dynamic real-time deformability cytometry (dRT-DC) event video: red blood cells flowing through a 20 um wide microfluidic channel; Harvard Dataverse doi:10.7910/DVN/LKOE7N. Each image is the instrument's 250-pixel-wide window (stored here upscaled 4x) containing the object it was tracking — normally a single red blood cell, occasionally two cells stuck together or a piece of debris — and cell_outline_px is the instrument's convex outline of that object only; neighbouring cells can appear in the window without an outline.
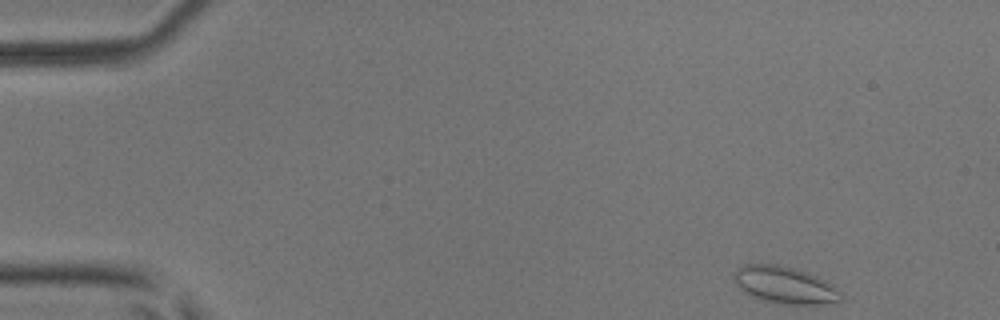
{"species": "common noctule bat (a hibernating species)", "species_latin": "Nyctalus noctula", "temperature_condition": "room temperature", "stored_images_in_passage": 51, "camera_frame_rate_fps": 3000, "um_per_image_px": 0.085, "animal": {"sex": "male", "body_mass_g": 17.9, "forearm_length_mm": 54.2}, "frame": {"image": 1, "passage_image": 1, "time_ms": 0.0, "image_size_px": [1000, 320], "cell_outline_px": [[844, 300], [824, 304], [784, 304], [764, 300], [744, 292], [736, 284], [732, 276], [732, 272], [744, 264], [780, 264], [796, 268], [808, 272], [824, 280], [840, 292], [844, 296]], "centroid_in_image_um": [66.7, 24.21], "position_along_channel_um": 18.3, "area_um2": 23.12}}
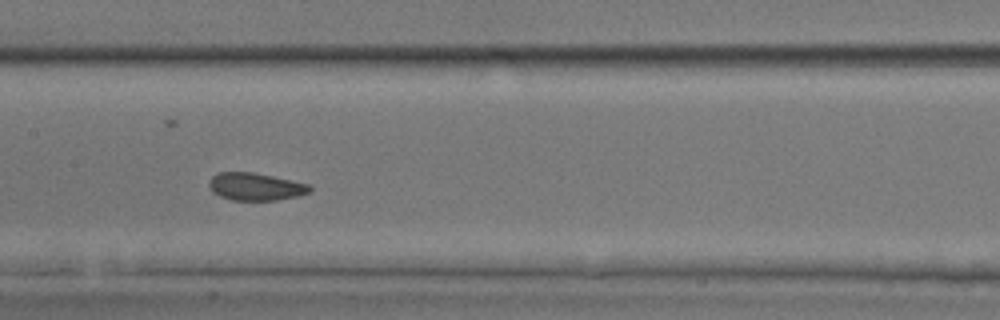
{"frame": {"image": 2, "passage_image": 23, "time_ms": 7.333, "image_size_px": [1000, 320], "cell_outline_px": [[312, 192], [300, 196], [276, 200], [232, 200], [220, 196], [212, 192], [208, 184], [212, 176], [216, 172], [252, 172], [272, 176], [308, 184], [312, 188]], "centroid_in_image_um": [21.72, 15.87], "position_along_channel_um": 185.7, "area_um2": 16.24}}
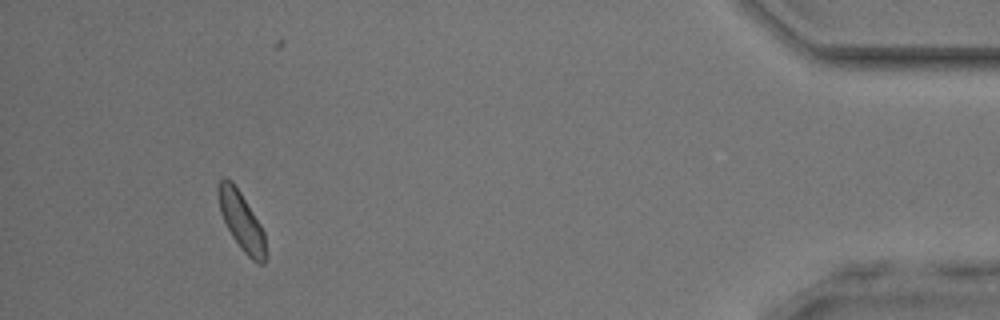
{"frame": {"image": 3, "passage_image": 46, "time_ms": 15.0, "image_size_px": [1000, 320], "cell_outline_px": [[268, 256], [264, 264], [260, 264], [252, 260], [240, 248], [232, 236], [220, 212], [216, 188], [220, 180], [224, 176], [232, 180], [240, 192], [260, 224], [264, 232]], "centroid_in_image_um": [20.53, 18.81], "position_along_channel_um": 414.7, "area_um2": 16.3}, "authors_computed_cell_mechanics": {"area_um2": 16.4152, "velocity_mm_per_s": 3.815, "shape_relaxation_time_tau1_ms": 7.0402, "shape_relaxation_time_tau2_ms": 2.6857, "deformation_change_tau1": 0.0667, "deformation_change_tau2": 0.0605}}